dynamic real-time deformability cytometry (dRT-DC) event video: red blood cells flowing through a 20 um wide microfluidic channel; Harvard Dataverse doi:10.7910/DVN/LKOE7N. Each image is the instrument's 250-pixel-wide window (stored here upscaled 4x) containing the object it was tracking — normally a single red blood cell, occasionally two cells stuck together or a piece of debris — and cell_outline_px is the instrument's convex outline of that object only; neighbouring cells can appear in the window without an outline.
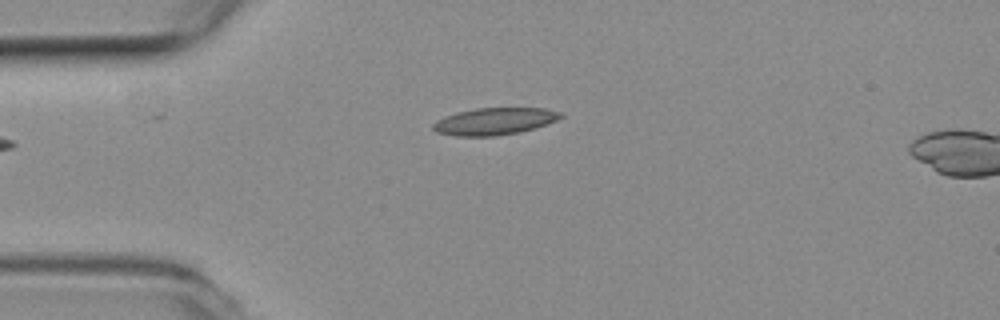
{"species": "common noctule bat (a hibernating species)", "species_latin": "Nyctalus noctula", "temperature_condition": "room temperature", "stored_images_in_passage": 4, "camera_frame_rate_fps": 3000, "um_per_image_px": 0.085, "animal": {"sex": "female", "body_mass_g": 19.3, "forearm_length_mm": 54.1}, "frame": {"image": 1, "passage_image": 4, "time_ms": 1.0, "image_size_px": [1000, 320], "cell_outline_px": [[564, 116], [556, 120], [520, 132], [492, 136], [456, 136], [436, 132], [432, 128], [432, 124], [436, 120], [444, 116], [456, 112], [476, 108], [544, 108], [560, 112]], "centroid_in_image_um": [41.97, 10.3], "position_along_channel_um": 43.0, "area_um2": 20.0}}